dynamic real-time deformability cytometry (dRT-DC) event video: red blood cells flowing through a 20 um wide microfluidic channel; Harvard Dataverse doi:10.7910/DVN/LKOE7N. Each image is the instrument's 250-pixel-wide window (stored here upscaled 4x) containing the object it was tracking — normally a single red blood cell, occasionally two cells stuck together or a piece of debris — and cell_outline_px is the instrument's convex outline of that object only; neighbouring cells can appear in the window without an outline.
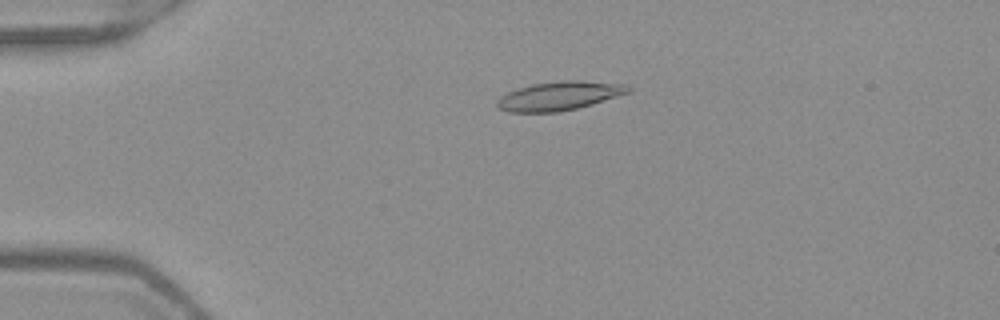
{"species": "Egyptian fruit bat (a non-hibernating species)", "species_latin": "Rousettus aegyptiacus", "temperature_condition": "warm", "stored_images_in_passage": 52, "camera_frame_rate_fps": 3000, "um_per_image_px": 0.085, "frame": {"image": 1, "passage_image": 12, "time_ms": 3.667, "image_size_px": [1000, 320], "cell_outline_px": [[632, 88], [628, 92], [592, 104], [560, 112], [508, 112], [500, 108], [496, 104], [496, 100], [500, 96], [508, 92], [532, 84], [560, 80], [580, 80], [628, 84]], "centroid_in_image_um": [47.53, 8.14], "position_along_channel_um": 37.5, "area_um2": 21.96}}
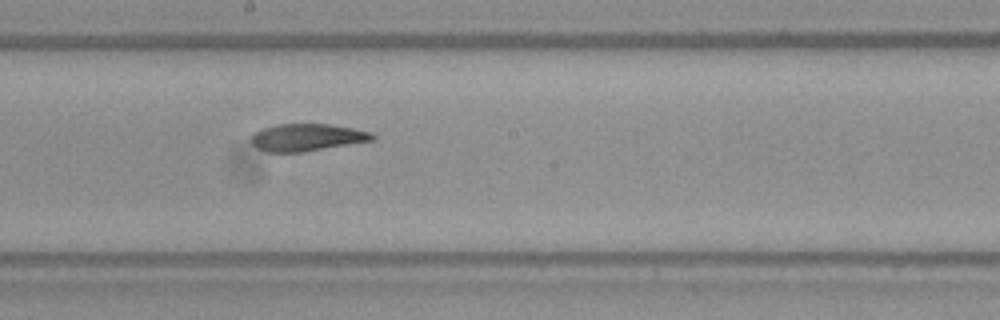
{"frame": {"image": 2, "passage_image": 29, "time_ms": 9.333, "image_size_px": [1000, 320], "cell_outline_px": [[376, 140], [304, 152], [264, 152], [256, 148], [252, 144], [252, 136], [260, 128], [276, 124], [328, 124], [352, 128], [372, 132], [376, 136]], "centroid_in_image_um": [26.11, 11.68], "position_along_channel_um": 222.1, "area_um2": 19.48}}
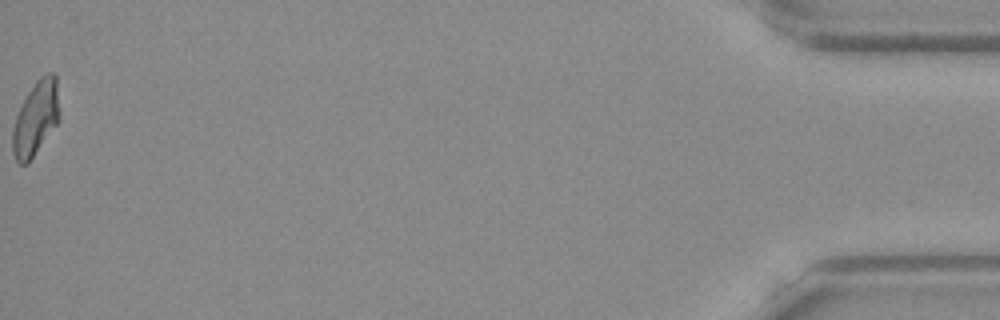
{"frame": {"image": 3, "passage_image": 52, "time_ms": 17.0, "image_size_px": [1000, 320], "cell_outline_px": [[60, 120], [28, 164], [20, 164], [16, 160], [12, 152], [12, 128], [16, 116], [28, 92], [36, 80], [40, 76], [48, 72], [52, 72], [56, 76], [60, 112]], "centroid_in_image_um": [3.05, 10.06], "position_along_channel_um": 432.1, "area_um2": 20.52}, "authors_computed_cell_mechanics": {"area_um2": 20.2878, "velocity_mm_per_s": 3.9854, "shape_relaxation_time_tau1_ms": null, "shape_relaxation_time_tau2_ms": 3.8789, "deformation_change_tau1": null, "deformation_change_tau2": 0.138}}